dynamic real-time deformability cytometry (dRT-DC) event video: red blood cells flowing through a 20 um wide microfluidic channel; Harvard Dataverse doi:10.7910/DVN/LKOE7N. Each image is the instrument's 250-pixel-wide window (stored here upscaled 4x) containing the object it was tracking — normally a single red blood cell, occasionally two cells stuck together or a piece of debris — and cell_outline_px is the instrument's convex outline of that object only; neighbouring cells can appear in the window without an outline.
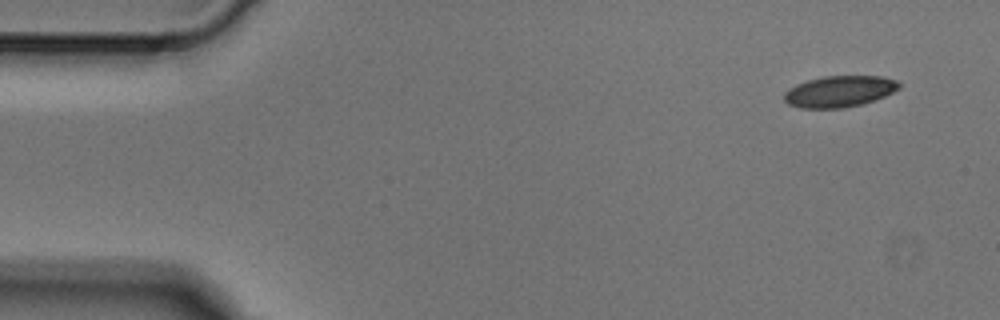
{"species": "Egyptian fruit bat (a non-hibernating species)", "species_latin": "Rousettus aegyptiacus", "temperature_condition": "cold", "stored_images_in_passage": 3, "camera_frame_rate_fps": 3000, "um_per_image_px": 0.085, "animal": {"sex": "male"}, "frame": {"image": 1, "passage_image": 1, "time_ms": 0.0, "image_size_px": [1000, 320], "cell_outline_px": [[904, 84], [900, 88], [876, 100], [844, 108], [800, 108], [788, 104], [784, 100], [784, 92], [788, 88], [796, 84], [808, 80], [824, 76], [884, 76], [896, 80]], "centroid_in_image_um": [71.36, 7.76], "position_along_channel_um": 13.6, "area_um2": 21.15}}